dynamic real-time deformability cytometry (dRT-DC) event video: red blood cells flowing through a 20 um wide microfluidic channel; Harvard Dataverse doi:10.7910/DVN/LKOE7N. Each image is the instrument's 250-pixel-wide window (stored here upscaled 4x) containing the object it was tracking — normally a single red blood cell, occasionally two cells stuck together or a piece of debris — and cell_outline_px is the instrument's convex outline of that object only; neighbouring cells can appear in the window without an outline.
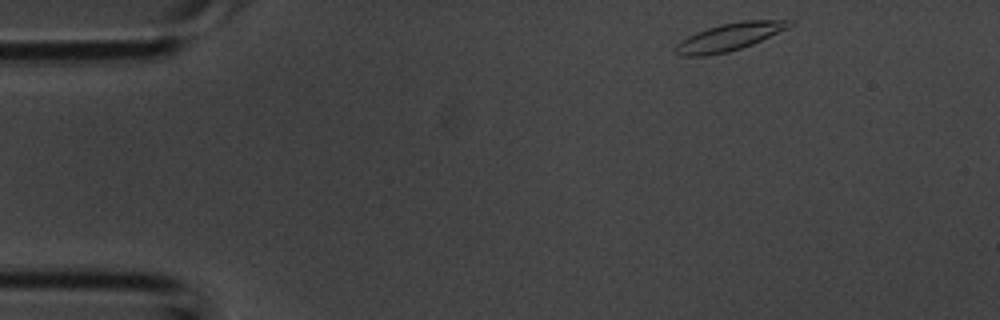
{"species": "common noctule bat (a hibernating species)", "species_latin": "Nyctalus noctula", "temperature_condition": "room temperature", "stored_images_in_passage": 38, "camera_frame_rate_fps": 3000, "um_per_image_px": 0.085, "animal": {"sex": "male", "body_mass_g": 20.1, "forearm_length_mm": 53.5}, "frame": {"image": 1, "passage_image": 1, "time_ms": 0.0, "image_size_px": [1000, 320], "cell_outline_px": [[792, 24], [788, 28], [752, 44], [728, 52], [704, 56], [684, 56], [676, 52], [676, 44], [680, 40], [696, 32], [720, 24], [744, 20], [792, 20]], "centroid_in_image_um": [61.99, 3.13], "position_along_channel_um": 23.0, "area_um2": 18.03}}
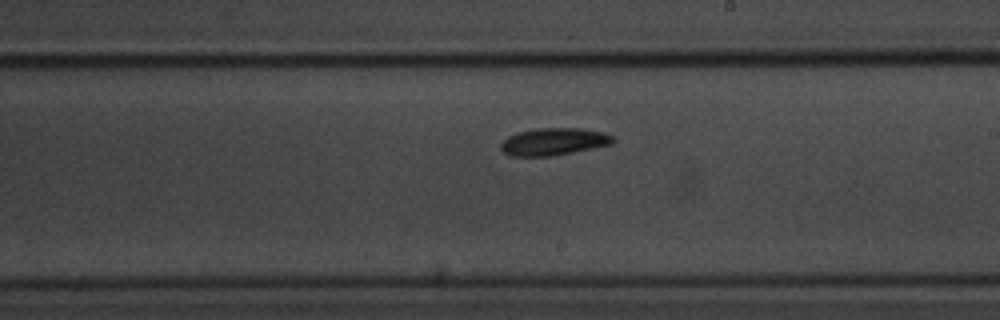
{"frame": {"image": 2, "passage_image": 20, "time_ms": 6.333, "image_size_px": [1000, 320], "cell_outline_px": [[616, 140], [612, 144], [552, 156], [508, 156], [500, 148], [500, 144], [508, 136], [516, 132], [536, 128], [580, 128], [604, 132], [616, 136]], "centroid_in_image_um": [47.08, 12.03], "position_along_channel_um": 241.9, "area_um2": 18.03}}
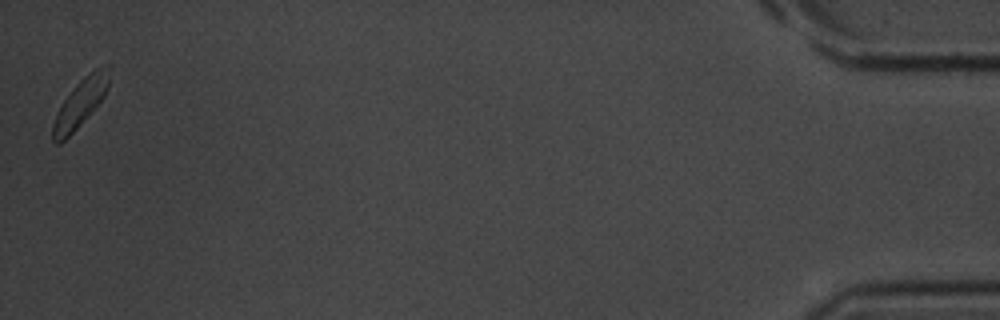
{"frame": {"image": 3, "passage_image": 38, "time_ms": 12.333, "image_size_px": [1000, 320], "cell_outline_px": [[108, 84], [104, 96], [80, 124], [60, 144], [56, 144], [52, 140], [52, 124], [64, 100], [76, 84], [84, 76], [96, 68], [108, 64]], "centroid_in_image_um": [6.8, 8.77], "position_along_channel_um": 428.4, "area_um2": 15.03}}